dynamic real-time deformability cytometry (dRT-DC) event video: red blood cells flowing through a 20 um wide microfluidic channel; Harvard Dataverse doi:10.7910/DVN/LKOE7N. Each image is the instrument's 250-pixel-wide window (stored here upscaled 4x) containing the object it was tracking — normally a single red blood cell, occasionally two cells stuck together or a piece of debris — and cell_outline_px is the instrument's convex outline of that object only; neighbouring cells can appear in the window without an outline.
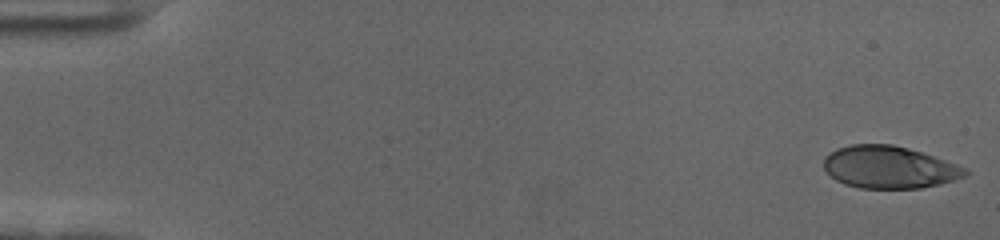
{"species": "human", "species_latin": "Homo sapiens", "temperature_condition": "cold", "stored_images_in_passage": 57, "camera_frame_rate_fps": 3000, "um_per_image_px": 0.085, "donor": {"sex": "female"}, "frame": {"image": 1, "passage_image": 1, "time_ms": 0.0, "image_size_px": [1000, 240], "cell_outline_px": [[968, 172], [964, 176], [940, 184], [920, 188], [860, 188], [844, 184], [836, 180], [824, 168], [824, 156], [836, 148], [852, 144], [892, 144], [908, 148], [968, 168]], "centroid_in_image_um": [75.55, 14.21], "position_along_channel_um": 9.4, "area_um2": 34.68}}
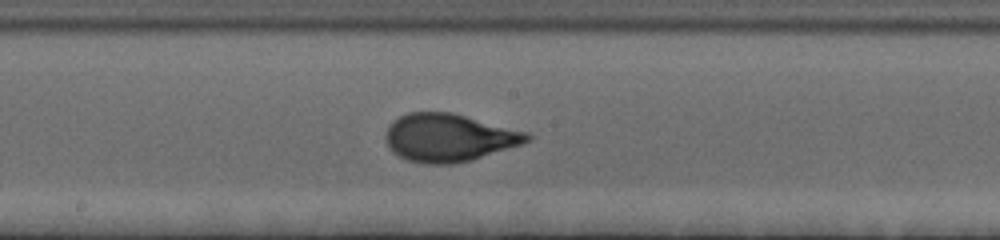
{"frame": {"image": 2, "passage_image": 31, "time_ms": 10.0, "image_size_px": [1000, 240], "cell_outline_px": [[532, 140], [472, 160], [452, 164], [428, 164], [408, 160], [392, 152], [384, 136], [388, 124], [392, 120], [408, 112], [452, 112], [528, 132], [532, 136]], "centroid_in_image_um": [38.13, 11.69], "position_along_channel_um": 210.1, "area_um2": 39.48}}
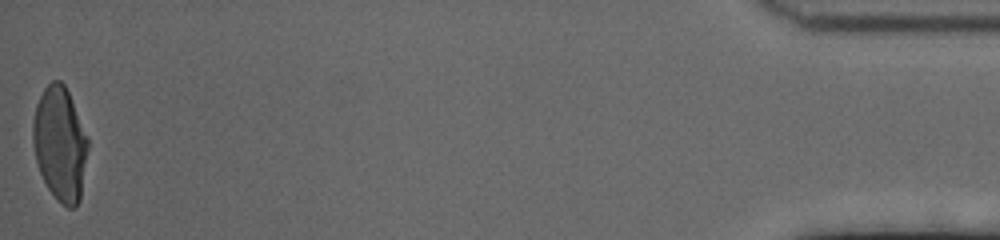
{"frame": {"image": 3, "passage_image": 57, "time_ms": 18.667, "image_size_px": [1000, 240], "cell_outline_px": [[88, 148], [80, 200], [76, 208], [68, 208], [60, 204], [56, 200], [48, 188], [36, 164], [32, 140], [32, 124], [36, 104], [44, 88], [52, 80], [60, 80], [64, 84], [68, 92], [88, 136]], "centroid_in_image_um": [5.09, 12.25], "position_along_channel_um": 430.1, "area_um2": 36.88}, "authors_computed_cell_mechanics": {"area_um2": 37.1076, "velocity_mm_per_s": 3.5428, "shape_relaxation_time_tau1_ms": 3.8081, "shape_relaxation_time_tau2_ms": null, "deformation_change_tau1": 0.1977, "deformation_change_tau2": null}}